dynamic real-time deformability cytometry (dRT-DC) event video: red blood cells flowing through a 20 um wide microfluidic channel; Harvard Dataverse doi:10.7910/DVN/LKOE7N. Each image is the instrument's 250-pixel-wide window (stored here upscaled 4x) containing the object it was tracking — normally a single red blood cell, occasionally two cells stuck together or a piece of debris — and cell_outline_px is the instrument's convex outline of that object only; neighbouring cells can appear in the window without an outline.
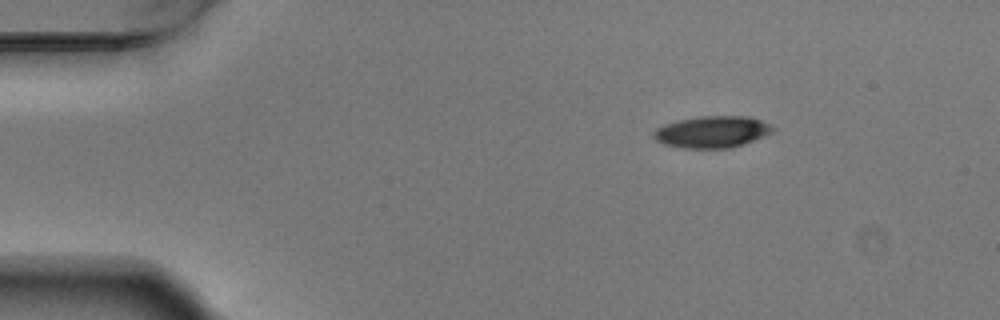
{"species": "Egyptian fruit bat (a non-hibernating species)", "species_latin": "Rousettus aegyptiacus", "temperature_condition": "warm", "stored_images_in_passage": 3, "camera_frame_rate_fps": 3000, "um_per_image_px": 0.085, "animal": {"sex": "male"}, "frame": {"image": 1, "passage_image": 1, "time_ms": 0.0, "image_size_px": [1000, 320], "cell_outline_px": [[776, 128], [772, 132], [764, 136], [744, 144], [732, 148], [684, 148], [664, 144], [656, 140], [652, 136], [652, 132], [656, 128], [664, 124], [676, 120], [696, 116], [748, 116], [760, 120]], "centroid_in_image_um": [60.5, 11.2], "position_along_channel_um": 24.5, "area_um2": 22.2}}